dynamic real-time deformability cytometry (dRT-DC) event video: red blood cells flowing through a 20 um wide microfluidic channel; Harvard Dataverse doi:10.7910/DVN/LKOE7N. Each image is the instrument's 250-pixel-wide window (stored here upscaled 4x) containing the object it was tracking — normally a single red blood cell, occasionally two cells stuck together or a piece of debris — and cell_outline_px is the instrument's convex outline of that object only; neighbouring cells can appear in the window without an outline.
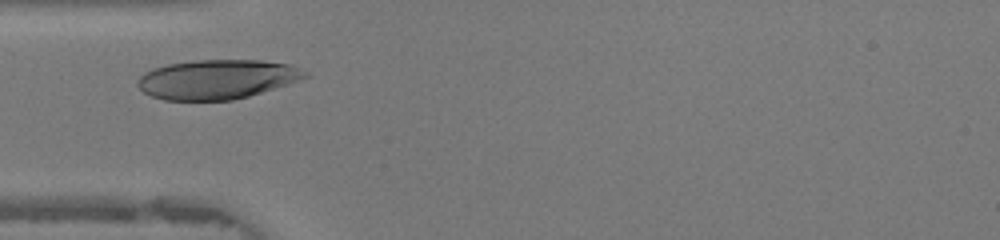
{"species": "human", "species_latin": "Homo sapiens", "temperature_condition": "warm", "stored_images_in_passage": 27, "camera_frame_rate_fps": 3000, "um_per_image_px": 0.085, "donor": {"sex": "female"}, "frame": {"image": 1, "passage_image": 5, "time_ms": 1.333, "image_size_px": [1000, 240], "cell_outline_px": [[308, 76], [288, 84], [248, 96], [232, 100], [164, 100], [152, 96], [144, 92], [136, 84], [136, 80], [144, 72], [152, 68], [168, 64], [192, 60], [260, 60], [292, 64], [308, 72]], "centroid_in_image_um": [18.43, 6.73], "position_along_channel_um": 66.6, "area_um2": 38.55}}
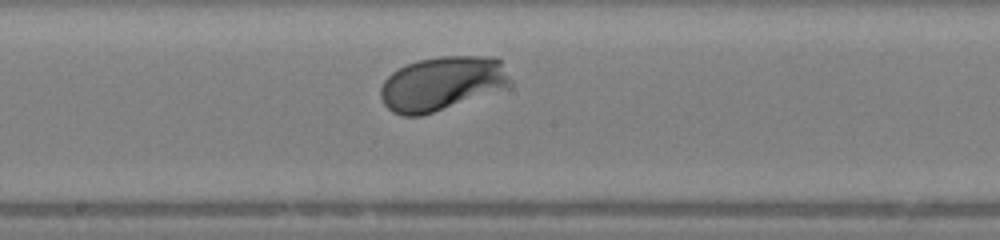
{"frame": {"image": 2, "passage_image": 15, "time_ms": 4.667, "image_size_px": [1000, 240], "cell_outline_px": [[512, 88], [420, 116], [404, 116], [392, 112], [384, 104], [380, 96], [380, 88], [384, 80], [392, 72], [408, 64], [420, 60], [440, 56], [496, 56], [500, 60], [512, 80]], "centroid_in_image_um": [37.63, 7.1], "position_along_channel_um": 210.6, "area_um2": 41.38}}
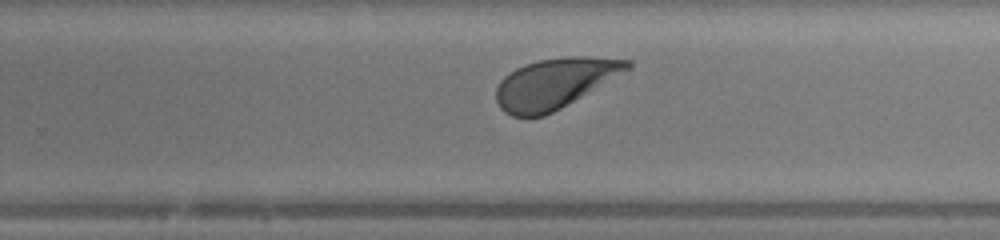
{"frame": {"image": 3, "passage_image": 20, "time_ms": 6.333, "image_size_px": [1000, 240], "cell_outline_px": [[632, 68], [560, 108], [544, 116], [512, 116], [504, 112], [500, 108], [496, 100], [496, 88], [500, 80], [508, 72], [516, 68], [540, 60], [572, 56], [580, 56], [632, 60]], "centroid_in_image_um": [47.13, 7.08], "position_along_channel_um": 282.7, "area_um2": 37.92}, "authors_computed_cell_mechanics": {"area_um2": 39.4774, "velocity_mm_per_s": 4.309, "shape_relaxation_time_tau1_ms": 1.0651, "shape_relaxation_time_tau2_ms": 3.257, "deformation_change_tau1": 0.1252, "deformation_change_tau2": 0.0971}}